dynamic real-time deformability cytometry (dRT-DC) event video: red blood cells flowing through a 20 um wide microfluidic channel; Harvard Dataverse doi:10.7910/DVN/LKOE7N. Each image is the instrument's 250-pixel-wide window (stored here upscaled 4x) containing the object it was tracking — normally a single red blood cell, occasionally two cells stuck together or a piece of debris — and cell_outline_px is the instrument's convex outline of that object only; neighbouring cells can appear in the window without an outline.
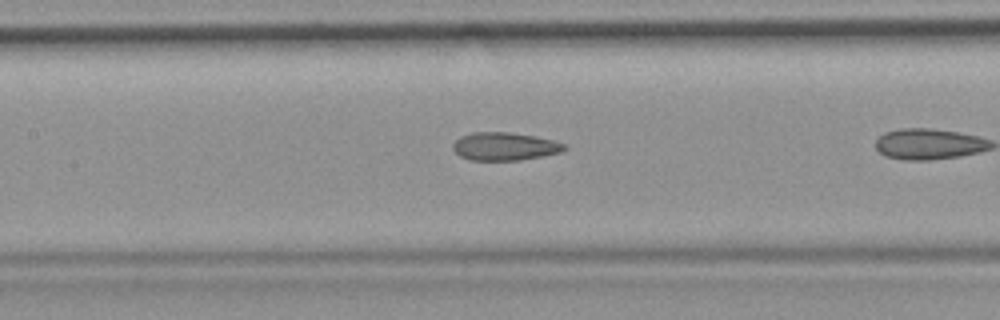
{"species": "common noctule bat (a hibernating species)", "species_latin": "Nyctalus noctula", "temperature_condition": "room temperature", "stored_images_in_passage": 16, "camera_frame_rate_fps": 3000, "um_per_image_px": 0.085, "animal": {"sex": "female", "body_mass_g": 19.9}, "frame": {"image": 1, "passage_image": 5, "time_ms": 1.333, "image_size_px": [1000, 320], "cell_outline_px": [[568, 148], [560, 152], [520, 160], [468, 160], [460, 156], [452, 148], [452, 144], [460, 136], [472, 132], [508, 132], [536, 136], [552, 140], [564, 144]], "centroid_in_image_um": [42.86, 12.44], "position_along_channel_um": 164.5, "area_um2": 18.15}}